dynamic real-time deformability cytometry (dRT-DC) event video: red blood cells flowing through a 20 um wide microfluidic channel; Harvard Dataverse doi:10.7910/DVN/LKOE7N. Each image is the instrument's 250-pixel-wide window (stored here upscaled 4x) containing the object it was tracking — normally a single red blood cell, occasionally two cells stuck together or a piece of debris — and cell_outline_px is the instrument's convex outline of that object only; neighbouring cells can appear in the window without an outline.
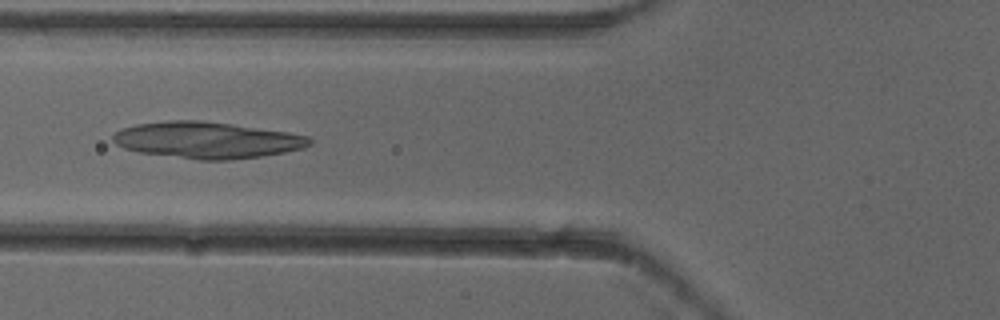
{"species": "common noctule bat (a hibernating species)", "species_latin": "Nyctalus noctula", "temperature_condition": "cold", "stored_images_in_passage": 4, "camera_frame_rate_fps": 3000, "um_per_image_px": 0.085, "animal": {"sex": "female"}, "frame": {"image": 1, "passage_image": 4, "time_ms": 1.0, "image_size_px": [1000, 320], "cell_outline_px": [[312, 144], [304, 148], [284, 152], [260, 156], [228, 160], [200, 160], [140, 152], [124, 148], [116, 144], [112, 140], [112, 136], [120, 128], [136, 124], [168, 120], [200, 120], [232, 124], [288, 132], [308, 136], [312, 140]], "centroid_in_image_um": [17.58, 11.9], "position_along_channel_um": 108.2, "area_um2": 41.73}}